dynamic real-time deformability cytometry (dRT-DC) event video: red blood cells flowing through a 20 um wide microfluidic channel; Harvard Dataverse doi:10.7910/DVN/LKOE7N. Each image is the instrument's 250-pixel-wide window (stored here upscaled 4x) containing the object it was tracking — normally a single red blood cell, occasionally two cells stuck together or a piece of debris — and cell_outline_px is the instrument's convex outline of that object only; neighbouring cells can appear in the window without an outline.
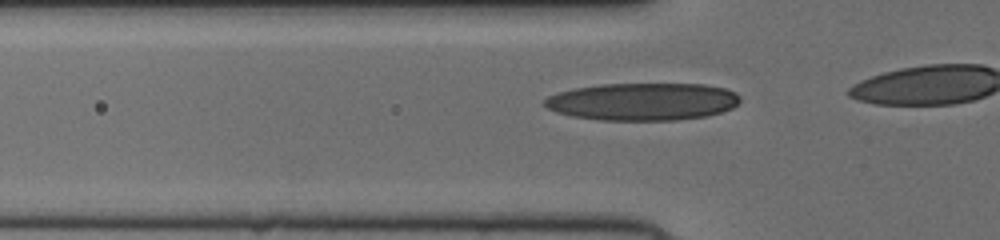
{"species": "human", "species_latin": "Homo sapiens", "temperature_condition": "cold", "stored_images_in_passage": 10, "camera_frame_rate_fps": 3000, "um_per_image_px": 0.085, "donor": {"sex": "female"}, "frame": {"image": 1, "passage_image": 5, "time_ms": 1.333, "image_size_px": [1000, 240], "cell_outline_px": [[740, 100], [732, 108], [708, 116], [676, 120], [600, 120], [572, 116], [556, 112], [548, 108], [544, 104], [544, 100], [548, 96], [556, 92], [576, 88], [600, 84], [704, 84], [724, 88], [736, 92], [740, 96]], "centroid_in_image_um": [54.63, 8.63], "position_along_channel_um": 71.2, "area_um2": 42.83}}
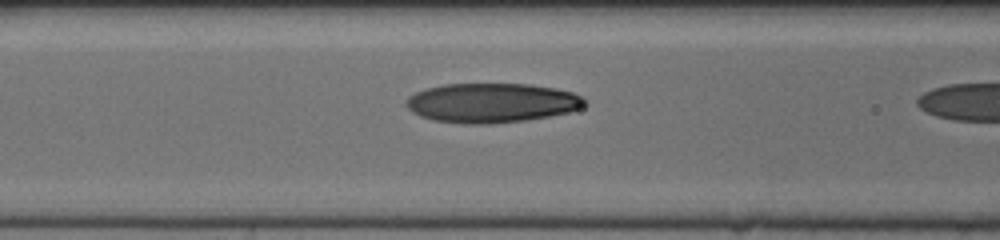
{"frame": {"image": 2, "passage_image": 9, "time_ms": 2.667, "image_size_px": [1000, 240], "cell_outline_px": [[584, 104], [580, 108], [568, 112], [548, 116], [524, 120], [484, 124], [464, 124], [432, 120], [420, 116], [412, 112], [404, 104], [404, 100], [408, 96], [416, 92], [428, 88], [444, 84], [528, 84], [556, 88], [572, 92], [584, 96]], "centroid_in_image_um": [41.75, 8.74], "position_along_channel_um": 124.8, "area_um2": 41.04}}